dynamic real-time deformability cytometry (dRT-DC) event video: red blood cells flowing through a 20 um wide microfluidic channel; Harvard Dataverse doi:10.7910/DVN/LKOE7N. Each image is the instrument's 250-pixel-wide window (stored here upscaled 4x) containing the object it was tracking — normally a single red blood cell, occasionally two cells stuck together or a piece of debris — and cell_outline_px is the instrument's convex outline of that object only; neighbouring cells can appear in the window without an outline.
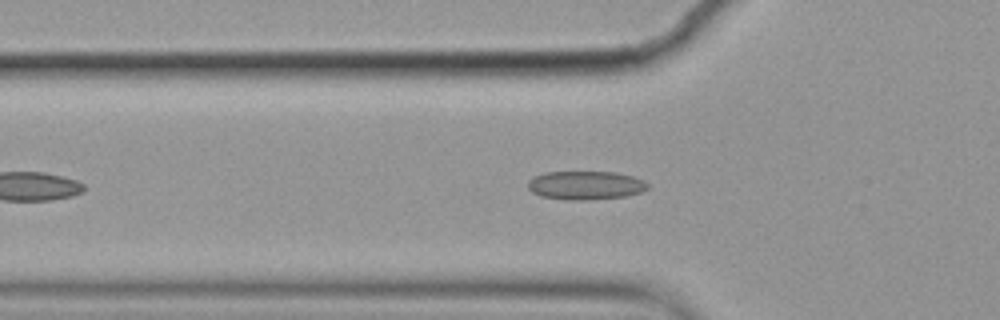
{"species": "common noctule bat (a hibernating species)", "species_latin": "Nyctalus noctula", "temperature_condition": "cold", "stored_images_in_passage": 2, "camera_frame_rate_fps": 3000, "um_per_image_px": 0.085, "animal": {"sex": "female", "body_mass_g": 19.9}, "frame": {"image": 1, "passage_image": 2, "time_ms": 0.333, "image_size_px": [1000, 320], "cell_outline_px": [[648, 188], [640, 192], [624, 196], [588, 200], [568, 200], [540, 196], [532, 192], [528, 188], [528, 180], [532, 176], [544, 172], [616, 172], [632, 176], [644, 180], [648, 184]], "centroid_in_image_um": [49.73, 15.74], "position_along_channel_um": 76.1, "area_um2": 20.06}}